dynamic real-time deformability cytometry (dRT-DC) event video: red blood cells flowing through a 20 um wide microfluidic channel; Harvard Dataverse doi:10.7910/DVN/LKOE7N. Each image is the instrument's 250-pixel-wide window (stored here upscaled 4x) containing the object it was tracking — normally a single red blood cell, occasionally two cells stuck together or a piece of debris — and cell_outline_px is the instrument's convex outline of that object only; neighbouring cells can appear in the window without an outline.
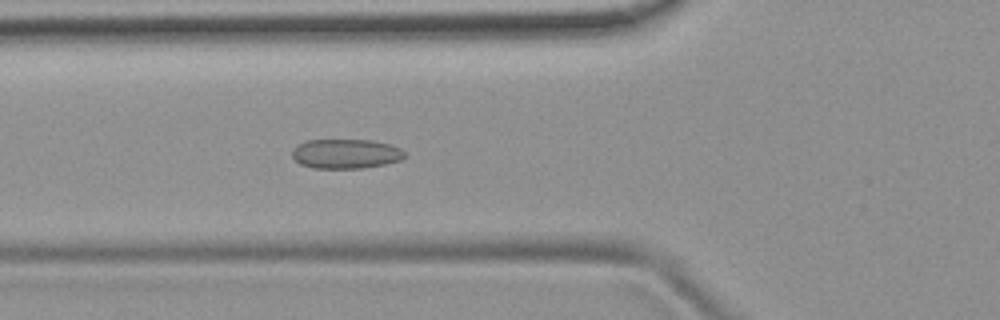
{"species": "common noctule bat (a hibernating species)", "species_latin": "Nyctalus noctula", "temperature_condition": "room temperature", "stored_images_in_passage": 5, "camera_frame_rate_fps": 3000, "um_per_image_px": 0.085, "animal": {"sex": "female", "body_mass_g": 19.9}, "frame": {"image": 1, "passage_image": 5, "time_ms": 5.333, "image_size_px": [1000, 320], "cell_outline_px": [[408, 156], [400, 160], [384, 164], [364, 168], [312, 168], [300, 164], [292, 156], [292, 148], [296, 144], [308, 140], [372, 140], [388, 144], [400, 148]], "centroid_in_image_um": [29.38, 13.07], "position_along_channel_um": 96.4, "area_um2": 19.48}}